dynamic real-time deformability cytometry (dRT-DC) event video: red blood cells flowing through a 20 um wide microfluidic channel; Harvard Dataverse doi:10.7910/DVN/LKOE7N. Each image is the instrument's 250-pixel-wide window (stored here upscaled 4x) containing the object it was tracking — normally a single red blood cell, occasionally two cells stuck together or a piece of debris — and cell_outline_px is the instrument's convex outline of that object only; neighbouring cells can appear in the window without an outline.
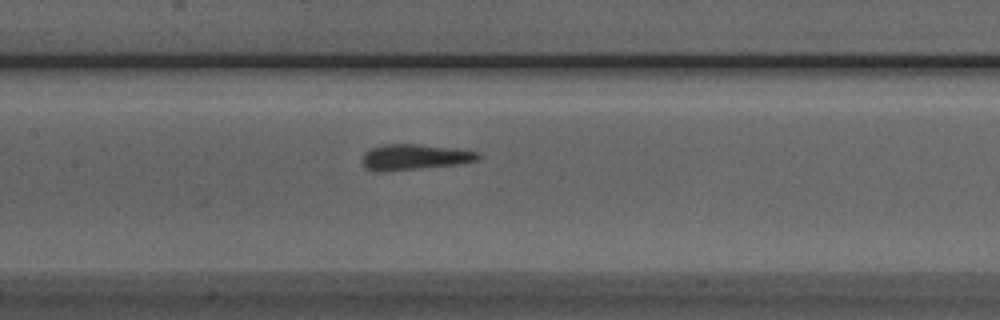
{"species": "Egyptian fruit bat (a non-hibernating species)", "species_latin": "Rousettus aegyptiacus", "temperature_condition": "room temperature", "stored_images_in_passage": 9, "segment_of_instrument_passage": [1, 2], "camera_frame_rate_fps": 3000, "um_per_image_px": 0.085, "animal": {"sex": "male"}, "frame": {"image": 1, "passage_image": 8, "time_ms": 9.0, "image_size_px": [1000, 320], "cell_outline_px": [[484, 156], [480, 160], [460, 164], [384, 172], [376, 172], [364, 168], [364, 152], [372, 148], [384, 144], [416, 144], [456, 148], [476, 152]], "centroid_in_image_um": [35.28, 13.36], "position_along_channel_um": 172.1, "area_um2": 17.51}}